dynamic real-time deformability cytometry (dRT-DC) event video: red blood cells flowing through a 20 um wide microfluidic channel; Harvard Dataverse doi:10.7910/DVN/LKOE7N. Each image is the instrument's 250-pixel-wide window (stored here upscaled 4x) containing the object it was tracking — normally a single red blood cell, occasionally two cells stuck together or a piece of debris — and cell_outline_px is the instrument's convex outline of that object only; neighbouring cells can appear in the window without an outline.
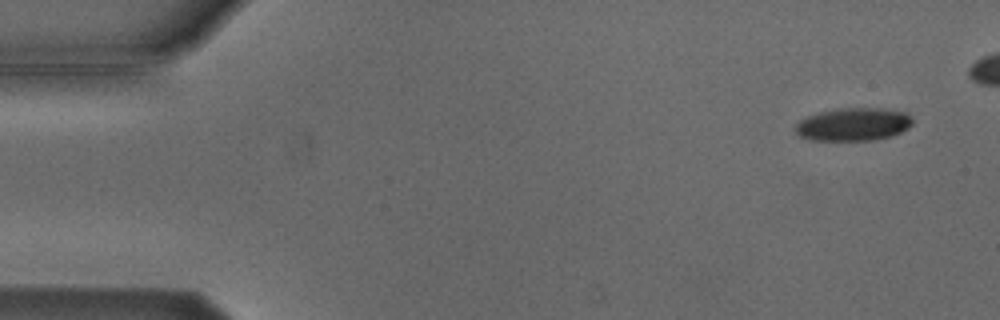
{"species": "Egyptian fruit bat (a non-hibernating species)", "species_latin": "Rousettus aegyptiacus", "temperature_condition": "cold", "stored_images_in_passage": 6, "camera_frame_rate_fps": 3000, "um_per_image_px": 0.085, "animal": {"sex": "male"}, "frame": {"image": 1, "passage_image": 2, "time_ms": 1.0, "image_size_px": [1000, 320], "cell_outline_px": [[912, 124], [908, 128], [892, 136], [872, 140], [812, 140], [800, 136], [796, 132], [796, 124], [804, 116], [820, 112], [840, 108], [880, 108], [908, 112], [912, 116]], "centroid_in_image_um": [72.55, 10.56], "position_along_channel_um": 12.4, "area_um2": 22.6}}